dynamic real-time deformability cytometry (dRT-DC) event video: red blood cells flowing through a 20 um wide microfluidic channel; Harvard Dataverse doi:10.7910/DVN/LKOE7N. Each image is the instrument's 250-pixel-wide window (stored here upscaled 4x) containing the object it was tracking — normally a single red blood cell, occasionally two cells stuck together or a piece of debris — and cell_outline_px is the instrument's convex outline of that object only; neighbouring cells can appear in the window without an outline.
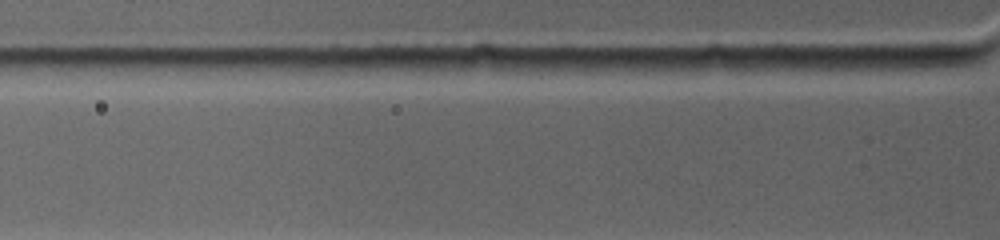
{"species": "common noctule bat (a hibernating species)", "species_latin": "Nyctalus noctula", "temperature_condition": "warm", "stored_images_in_passage": 2, "camera_frame_rate_fps": 4500, "um_per_image_px": 0.085, "animal": {"sex": "female", "body_mass_g": 19.0, "forearm_length_mm": 53.3}, "frame": {"image": 1, "passage_image": 2, "time_ms": 0.444, "image_size_px": [1000, 240], "cell_outline_px": [[980, 60], [972, 64], [892, 76], [844, 68], [852, 56], [960, 56]], "centroid_in_image_um": [76.94, 5.43], "position_along_channel_um": 48.9, "area_um2": 13.35}}